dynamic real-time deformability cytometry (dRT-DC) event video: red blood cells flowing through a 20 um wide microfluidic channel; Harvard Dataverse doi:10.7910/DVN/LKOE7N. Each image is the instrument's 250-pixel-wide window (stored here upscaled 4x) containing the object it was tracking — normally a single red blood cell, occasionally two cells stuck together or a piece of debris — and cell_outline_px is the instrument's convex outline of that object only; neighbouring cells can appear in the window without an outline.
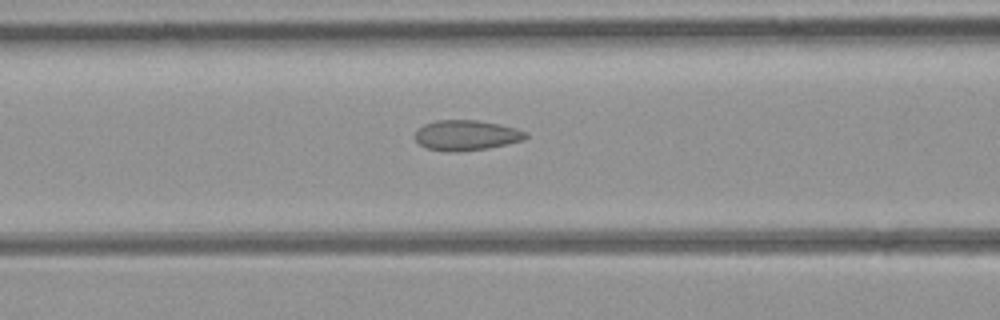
{"species": "common noctule bat (a hibernating species)", "species_latin": "Nyctalus noctula", "temperature_condition": "room temperature", "stored_images_in_passage": 52, "camera_frame_rate_fps": 3000, "um_per_image_px": 0.085, "animal": {"sex": "female", "body_mass_g": 21.9}, "frame": {"image": 1, "passage_image": 21, "time_ms": 6.667, "image_size_px": [1000, 320], "cell_outline_px": [[528, 136], [524, 140], [508, 144], [488, 148], [456, 152], [448, 152], [424, 148], [416, 140], [416, 132], [424, 124], [436, 120], [476, 120], [500, 124], [516, 128], [528, 132]], "centroid_in_image_um": [39.66, 11.5], "position_along_channel_um": 126.9, "area_um2": 19.65}}
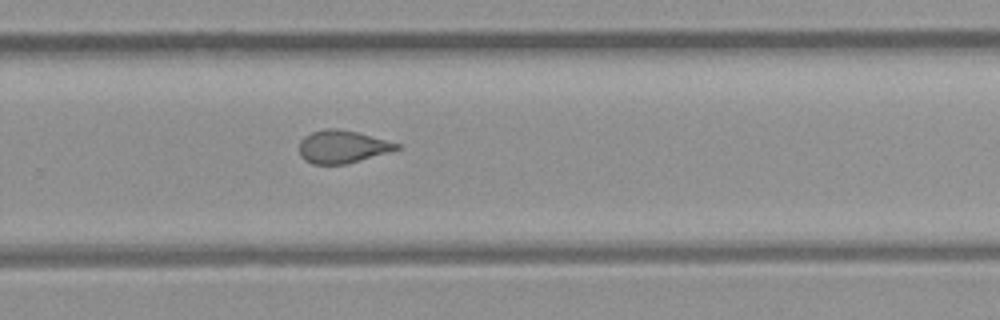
{"frame": {"image": 2, "passage_image": 34, "time_ms": 11.0, "image_size_px": [1000, 320], "cell_outline_px": [[400, 148], [388, 152], [360, 160], [344, 164], [312, 164], [304, 160], [300, 156], [300, 140], [304, 136], [312, 132], [324, 128], [340, 128], [356, 132], [400, 144]], "centroid_in_image_um": [29.05, 12.46], "position_along_channel_um": 300.8, "area_um2": 18.44}}
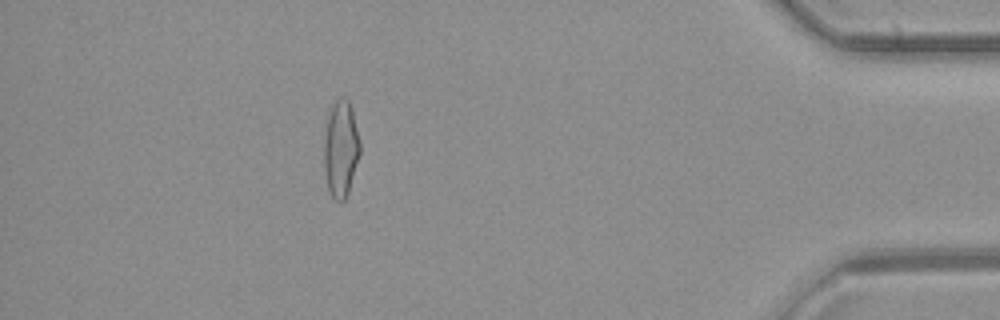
{"frame": {"image": 3, "passage_image": 46, "time_ms": 15.0, "image_size_px": [1000, 320], "cell_outline_px": [[360, 152], [348, 192], [344, 200], [340, 204], [332, 196], [328, 188], [324, 172], [324, 136], [328, 116], [332, 104], [340, 96], [348, 100], [352, 108], [360, 144]], "centroid_in_image_um": [28.95, 12.64], "position_along_channel_um": 406.2, "area_um2": 20.17}, "authors_computed_cell_mechanics": {"area_um2": 19.7965, "velocity_mm_per_s": 4.02, "shape_relaxation_time_tau1_ms": null, "shape_relaxation_time_tau2_ms": 1.4655, "deformation_change_tau1": null, "deformation_change_tau2": 0.0879}}